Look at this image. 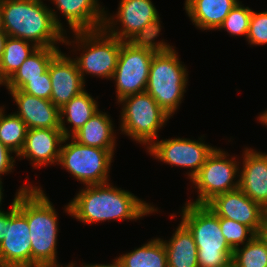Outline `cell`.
I'll return each instance as SVG.
<instances>
[{
    "label": "cell",
    "mask_w": 267,
    "mask_h": 267,
    "mask_svg": "<svg viewBox=\"0 0 267 267\" xmlns=\"http://www.w3.org/2000/svg\"><path fill=\"white\" fill-rule=\"evenodd\" d=\"M117 258L122 267H167V253L163 239L158 237Z\"/></svg>",
    "instance_id": "cell-25"
},
{
    "label": "cell",
    "mask_w": 267,
    "mask_h": 267,
    "mask_svg": "<svg viewBox=\"0 0 267 267\" xmlns=\"http://www.w3.org/2000/svg\"><path fill=\"white\" fill-rule=\"evenodd\" d=\"M41 186H32L17 195V209L26 217L31 240V267L60 265L57 256L58 214Z\"/></svg>",
    "instance_id": "cell-3"
},
{
    "label": "cell",
    "mask_w": 267,
    "mask_h": 267,
    "mask_svg": "<svg viewBox=\"0 0 267 267\" xmlns=\"http://www.w3.org/2000/svg\"><path fill=\"white\" fill-rule=\"evenodd\" d=\"M97 111V101L86 90L73 97L60 108V126L64 137H72ZM65 122L71 124L70 130Z\"/></svg>",
    "instance_id": "cell-23"
},
{
    "label": "cell",
    "mask_w": 267,
    "mask_h": 267,
    "mask_svg": "<svg viewBox=\"0 0 267 267\" xmlns=\"http://www.w3.org/2000/svg\"><path fill=\"white\" fill-rule=\"evenodd\" d=\"M173 236L163 240L167 267H198V249L189 229L180 221Z\"/></svg>",
    "instance_id": "cell-22"
},
{
    "label": "cell",
    "mask_w": 267,
    "mask_h": 267,
    "mask_svg": "<svg viewBox=\"0 0 267 267\" xmlns=\"http://www.w3.org/2000/svg\"><path fill=\"white\" fill-rule=\"evenodd\" d=\"M15 101L18 115L26 124L27 129L61 128L60 109L51 100H46L22 92L8 90Z\"/></svg>",
    "instance_id": "cell-18"
},
{
    "label": "cell",
    "mask_w": 267,
    "mask_h": 267,
    "mask_svg": "<svg viewBox=\"0 0 267 267\" xmlns=\"http://www.w3.org/2000/svg\"><path fill=\"white\" fill-rule=\"evenodd\" d=\"M181 210V222L198 249V267H231L233 249L221 232L219 217L205 204L186 201Z\"/></svg>",
    "instance_id": "cell-4"
},
{
    "label": "cell",
    "mask_w": 267,
    "mask_h": 267,
    "mask_svg": "<svg viewBox=\"0 0 267 267\" xmlns=\"http://www.w3.org/2000/svg\"><path fill=\"white\" fill-rule=\"evenodd\" d=\"M167 42H122L117 66L112 76L117 102L123 97L144 92L154 54Z\"/></svg>",
    "instance_id": "cell-9"
},
{
    "label": "cell",
    "mask_w": 267,
    "mask_h": 267,
    "mask_svg": "<svg viewBox=\"0 0 267 267\" xmlns=\"http://www.w3.org/2000/svg\"><path fill=\"white\" fill-rule=\"evenodd\" d=\"M3 30L37 47L59 48L64 45L66 30L57 11L42 0H0ZM59 41V42H58Z\"/></svg>",
    "instance_id": "cell-2"
},
{
    "label": "cell",
    "mask_w": 267,
    "mask_h": 267,
    "mask_svg": "<svg viewBox=\"0 0 267 267\" xmlns=\"http://www.w3.org/2000/svg\"><path fill=\"white\" fill-rule=\"evenodd\" d=\"M257 120L265 126H267V110L263 111L258 117Z\"/></svg>",
    "instance_id": "cell-37"
},
{
    "label": "cell",
    "mask_w": 267,
    "mask_h": 267,
    "mask_svg": "<svg viewBox=\"0 0 267 267\" xmlns=\"http://www.w3.org/2000/svg\"><path fill=\"white\" fill-rule=\"evenodd\" d=\"M220 229L227 244L234 250L249 242L256 233L248 226L237 221L219 217ZM241 244V246H240Z\"/></svg>",
    "instance_id": "cell-30"
},
{
    "label": "cell",
    "mask_w": 267,
    "mask_h": 267,
    "mask_svg": "<svg viewBox=\"0 0 267 267\" xmlns=\"http://www.w3.org/2000/svg\"><path fill=\"white\" fill-rule=\"evenodd\" d=\"M37 48L28 41L8 36L0 59V81L4 84Z\"/></svg>",
    "instance_id": "cell-26"
},
{
    "label": "cell",
    "mask_w": 267,
    "mask_h": 267,
    "mask_svg": "<svg viewBox=\"0 0 267 267\" xmlns=\"http://www.w3.org/2000/svg\"><path fill=\"white\" fill-rule=\"evenodd\" d=\"M24 185L17 190L10 205V218L0 242V267H31V240L26 217L17 209V195L31 188Z\"/></svg>",
    "instance_id": "cell-13"
},
{
    "label": "cell",
    "mask_w": 267,
    "mask_h": 267,
    "mask_svg": "<svg viewBox=\"0 0 267 267\" xmlns=\"http://www.w3.org/2000/svg\"><path fill=\"white\" fill-rule=\"evenodd\" d=\"M204 136L199 140L187 138H169L155 140L148 148L147 152L153 158L168 165L188 168L187 176L190 181L204 165L207 157L213 152L215 147L206 144ZM203 139V140H202Z\"/></svg>",
    "instance_id": "cell-12"
},
{
    "label": "cell",
    "mask_w": 267,
    "mask_h": 267,
    "mask_svg": "<svg viewBox=\"0 0 267 267\" xmlns=\"http://www.w3.org/2000/svg\"><path fill=\"white\" fill-rule=\"evenodd\" d=\"M267 266V234H256L243 247L233 250L231 267Z\"/></svg>",
    "instance_id": "cell-27"
},
{
    "label": "cell",
    "mask_w": 267,
    "mask_h": 267,
    "mask_svg": "<svg viewBox=\"0 0 267 267\" xmlns=\"http://www.w3.org/2000/svg\"><path fill=\"white\" fill-rule=\"evenodd\" d=\"M168 43L153 56L146 92L171 117L183 101L188 84V71L178 52Z\"/></svg>",
    "instance_id": "cell-5"
},
{
    "label": "cell",
    "mask_w": 267,
    "mask_h": 267,
    "mask_svg": "<svg viewBox=\"0 0 267 267\" xmlns=\"http://www.w3.org/2000/svg\"><path fill=\"white\" fill-rule=\"evenodd\" d=\"M239 169V189L267 211V154L246 147Z\"/></svg>",
    "instance_id": "cell-17"
},
{
    "label": "cell",
    "mask_w": 267,
    "mask_h": 267,
    "mask_svg": "<svg viewBox=\"0 0 267 267\" xmlns=\"http://www.w3.org/2000/svg\"><path fill=\"white\" fill-rule=\"evenodd\" d=\"M246 39L253 46L267 44V11L258 13L252 10Z\"/></svg>",
    "instance_id": "cell-31"
},
{
    "label": "cell",
    "mask_w": 267,
    "mask_h": 267,
    "mask_svg": "<svg viewBox=\"0 0 267 267\" xmlns=\"http://www.w3.org/2000/svg\"><path fill=\"white\" fill-rule=\"evenodd\" d=\"M72 34L75 40L69 41L66 33L64 44L73 45L74 49L76 47L75 51L82 50L80 56L73 59L76 61L84 82H86L87 74L108 80L112 79L123 41L108 34L103 28L94 31H77Z\"/></svg>",
    "instance_id": "cell-6"
},
{
    "label": "cell",
    "mask_w": 267,
    "mask_h": 267,
    "mask_svg": "<svg viewBox=\"0 0 267 267\" xmlns=\"http://www.w3.org/2000/svg\"><path fill=\"white\" fill-rule=\"evenodd\" d=\"M0 31H4L3 30V26H2V14H1V10H0Z\"/></svg>",
    "instance_id": "cell-39"
},
{
    "label": "cell",
    "mask_w": 267,
    "mask_h": 267,
    "mask_svg": "<svg viewBox=\"0 0 267 267\" xmlns=\"http://www.w3.org/2000/svg\"><path fill=\"white\" fill-rule=\"evenodd\" d=\"M20 90L26 94L50 100L52 85L49 71L41 74L39 78L28 79V82Z\"/></svg>",
    "instance_id": "cell-32"
},
{
    "label": "cell",
    "mask_w": 267,
    "mask_h": 267,
    "mask_svg": "<svg viewBox=\"0 0 267 267\" xmlns=\"http://www.w3.org/2000/svg\"><path fill=\"white\" fill-rule=\"evenodd\" d=\"M122 104L120 130L146 149L159 139V130L164 127L170 115L146 91L123 97L117 102Z\"/></svg>",
    "instance_id": "cell-8"
},
{
    "label": "cell",
    "mask_w": 267,
    "mask_h": 267,
    "mask_svg": "<svg viewBox=\"0 0 267 267\" xmlns=\"http://www.w3.org/2000/svg\"><path fill=\"white\" fill-rule=\"evenodd\" d=\"M8 38V35L5 31H0V59L3 54V50L5 47L6 40Z\"/></svg>",
    "instance_id": "cell-36"
},
{
    "label": "cell",
    "mask_w": 267,
    "mask_h": 267,
    "mask_svg": "<svg viewBox=\"0 0 267 267\" xmlns=\"http://www.w3.org/2000/svg\"><path fill=\"white\" fill-rule=\"evenodd\" d=\"M70 138L71 142L61 145L58 165L84 186L108 183L114 149L84 146Z\"/></svg>",
    "instance_id": "cell-10"
},
{
    "label": "cell",
    "mask_w": 267,
    "mask_h": 267,
    "mask_svg": "<svg viewBox=\"0 0 267 267\" xmlns=\"http://www.w3.org/2000/svg\"><path fill=\"white\" fill-rule=\"evenodd\" d=\"M239 0H185V12L201 30H217Z\"/></svg>",
    "instance_id": "cell-20"
},
{
    "label": "cell",
    "mask_w": 267,
    "mask_h": 267,
    "mask_svg": "<svg viewBox=\"0 0 267 267\" xmlns=\"http://www.w3.org/2000/svg\"><path fill=\"white\" fill-rule=\"evenodd\" d=\"M12 152L0 141V179L1 175L9 174L14 170L16 159L11 155Z\"/></svg>",
    "instance_id": "cell-33"
},
{
    "label": "cell",
    "mask_w": 267,
    "mask_h": 267,
    "mask_svg": "<svg viewBox=\"0 0 267 267\" xmlns=\"http://www.w3.org/2000/svg\"><path fill=\"white\" fill-rule=\"evenodd\" d=\"M73 31H94L103 28L105 7L99 0H51Z\"/></svg>",
    "instance_id": "cell-19"
},
{
    "label": "cell",
    "mask_w": 267,
    "mask_h": 267,
    "mask_svg": "<svg viewBox=\"0 0 267 267\" xmlns=\"http://www.w3.org/2000/svg\"><path fill=\"white\" fill-rule=\"evenodd\" d=\"M68 140L70 137H64L61 128L27 129L24 146L17 157L30 160L33 168L58 164L61 145Z\"/></svg>",
    "instance_id": "cell-15"
},
{
    "label": "cell",
    "mask_w": 267,
    "mask_h": 267,
    "mask_svg": "<svg viewBox=\"0 0 267 267\" xmlns=\"http://www.w3.org/2000/svg\"><path fill=\"white\" fill-rule=\"evenodd\" d=\"M230 158L228 152L220 148L216 147L213 150L190 181L192 186L195 185L194 188H197L198 196L194 201L189 200V203L206 204L218 194L239 188V169L241 167L235 156Z\"/></svg>",
    "instance_id": "cell-11"
},
{
    "label": "cell",
    "mask_w": 267,
    "mask_h": 267,
    "mask_svg": "<svg viewBox=\"0 0 267 267\" xmlns=\"http://www.w3.org/2000/svg\"><path fill=\"white\" fill-rule=\"evenodd\" d=\"M239 2L226 16L218 30H225L231 36L247 37L252 9L244 7Z\"/></svg>",
    "instance_id": "cell-29"
},
{
    "label": "cell",
    "mask_w": 267,
    "mask_h": 267,
    "mask_svg": "<svg viewBox=\"0 0 267 267\" xmlns=\"http://www.w3.org/2000/svg\"><path fill=\"white\" fill-rule=\"evenodd\" d=\"M4 105L0 107V141L15 153V157L24 146L27 126L15 113L5 114Z\"/></svg>",
    "instance_id": "cell-28"
},
{
    "label": "cell",
    "mask_w": 267,
    "mask_h": 267,
    "mask_svg": "<svg viewBox=\"0 0 267 267\" xmlns=\"http://www.w3.org/2000/svg\"><path fill=\"white\" fill-rule=\"evenodd\" d=\"M10 218V208L9 212H5L4 210L0 212V242L4 239L5 225Z\"/></svg>",
    "instance_id": "cell-34"
},
{
    "label": "cell",
    "mask_w": 267,
    "mask_h": 267,
    "mask_svg": "<svg viewBox=\"0 0 267 267\" xmlns=\"http://www.w3.org/2000/svg\"><path fill=\"white\" fill-rule=\"evenodd\" d=\"M110 115L97 111L73 136L79 144L116 150V135Z\"/></svg>",
    "instance_id": "cell-21"
},
{
    "label": "cell",
    "mask_w": 267,
    "mask_h": 267,
    "mask_svg": "<svg viewBox=\"0 0 267 267\" xmlns=\"http://www.w3.org/2000/svg\"><path fill=\"white\" fill-rule=\"evenodd\" d=\"M112 183L85 185L64 211L77 221L94 224L111 220H139L158 212L157 207L146 203L133 193L113 187Z\"/></svg>",
    "instance_id": "cell-1"
},
{
    "label": "cell",
    "mask_w": 267,
    "mask_h": 267,
    "mask_svg": "<svg viewBox=\"0 0 267 267\" xmlns=\"http://www.w3.org/2000/svg\"><path fill=\"white\" fill-rule=\"evenodd\" d=\"M119 2L115 15L109 16L106 10L103 29L123 42H157L155 38L159 36L162 26L154 3L151 0ZM117 24L121 29L115 26Z\"/></svg>",
    "instance_id": "cell-7"
},
{
    "label": "cell",
    "mask_w": 267,
    "mask_h": 267,
    "mask_svg": "<svg viewBox=\"0 0 267 267\" xmlns=\"http://www.w3.org/2000/svg\"><path fill=\"white\" fill-rule=\"evenodd\" d=\"M218 217L250 227L256 234L266 231L267 211L239 188L214 196L205 204Z\"/></svg>",
    "instance_id": "cell-14"
},
{
    "label": "cell",
    "mask_w": 267,
    "mask_h": 267,
    "mask_svg": "<svg viewBox=\"0 0 267 267\" xmlns=\"http://www.w3.org/2000/svg\"><path fill=\"white\" fill-rule=\"evenodd\" d=\"M113 263L111 264H82L80 267H122V264L120 262V260L118 258H115L113 261ZM75 263L72 262L71 266L75 267ZM78 267V266H76Z\"/></svg>",
    "instance_id": "cell-35"
},
{
    "label": "cell",
    "mask_w": 267,
    "mask_h": 267,
    "mask_svg": "<svg viewBox=\"0 0 267 267\" xmlns=\"http://www.w3.org/2000/svg\"><path fill=\"white\" fill-rule=\"evenodd\" d=\"M48 71L52 85L50 100L59 109L85 90L76 61L61 51L51 60Z\"/></svg>",
    "instance_id": "cell-16"
},
{
    "label": "cell",
    "mask_w": 267,
    "mask_h": 267,
    "mask_svg": "<svg viewBox=\"0 0 267 267\" xmlns=\"http://www.w3.org/2000/svg\"><path fill=\"white\" fill-rule=\"evenodd\" d=\"M1 180H2V179H0V206H1V204H2V203H1V202H2V199H4V198H3V193H2L4 190H3V186H2V181H1ZM0 212H2V208H0Z\"/></svg>",
    "instance_id": "cell-38"
},
{
    "label": "cell",
    "mask_w": 267,
    "mask_h": 267,
    "mask_svg": "<svg viewBox=\"0 0 267 267\" xmlns=\"http://www.w3.org/2000/svg\"><path fill=\"white\" fill-rule=\"evenodd\" d=\"M59 48L38 47L3 84L8 90H20L28 79L39 78L48 70L51 60L60 52Z\"/></svg>",
    "instance_id": "cell-24"
}]
</instances>
